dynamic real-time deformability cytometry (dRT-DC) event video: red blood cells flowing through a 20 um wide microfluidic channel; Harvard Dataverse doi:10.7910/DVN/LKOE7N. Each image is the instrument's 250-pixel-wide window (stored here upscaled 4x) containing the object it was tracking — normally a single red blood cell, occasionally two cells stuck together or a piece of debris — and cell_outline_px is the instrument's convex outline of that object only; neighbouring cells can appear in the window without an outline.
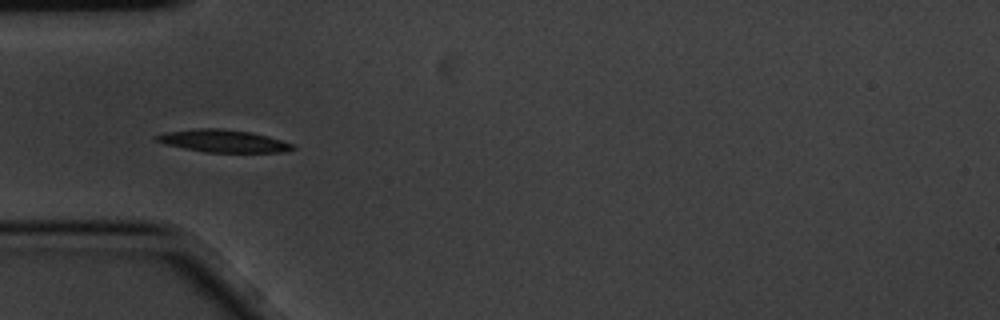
{"species": "common noctule bat (a hibernating species)", "species_latin": "Nyctalus noctula", "temperature_condition": "cold", "stored_images_in_passage": 7, "camera_frame_rate_fps": 3000, "um_per_image_px": 0.085, "animal": {"sex": "male", "body_mass_g": 20.1, "forearm_length_mm": 53.5}, "frame": {"image": 1, "passage_image": 6, "time_ms": 1.667, "image_size_px": [1000, 320], "cell_outline_px": [[296, 148], [284, 152], [204, 152], [164, 144], [152, 140], [152, 136], [164, 132], [200, 128], [220, 128], [248, 132], [268, 136], [292, 144]], "centroid_in_image_um": [18.88, 11.98], "position_along_channel_um": 66.1, "area_um2": 17.86}}
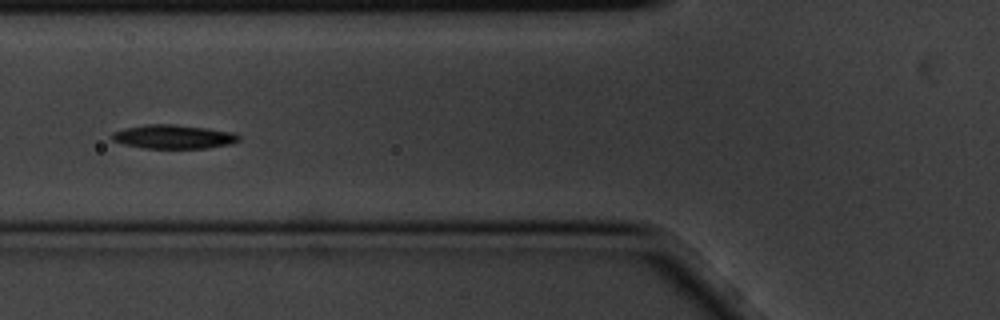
{"frame": {"image": 2, "passage_image": 7, "time_ms": 2.0, "image_size_px": [1000, 320], "cell_outline_px": [[240, 140], [228, 144], [208, 148], [144, 148], [124, 144], [112, 140], [108, 136], [112, 132], [124, 128], [144, 124], [172, 124], [208, 128], [236, 132], [240, 136]], "centroid_in_image_um": [14.72, 11.61], "position_along_channel_um": 111.1, "area_um2": 17.86}}